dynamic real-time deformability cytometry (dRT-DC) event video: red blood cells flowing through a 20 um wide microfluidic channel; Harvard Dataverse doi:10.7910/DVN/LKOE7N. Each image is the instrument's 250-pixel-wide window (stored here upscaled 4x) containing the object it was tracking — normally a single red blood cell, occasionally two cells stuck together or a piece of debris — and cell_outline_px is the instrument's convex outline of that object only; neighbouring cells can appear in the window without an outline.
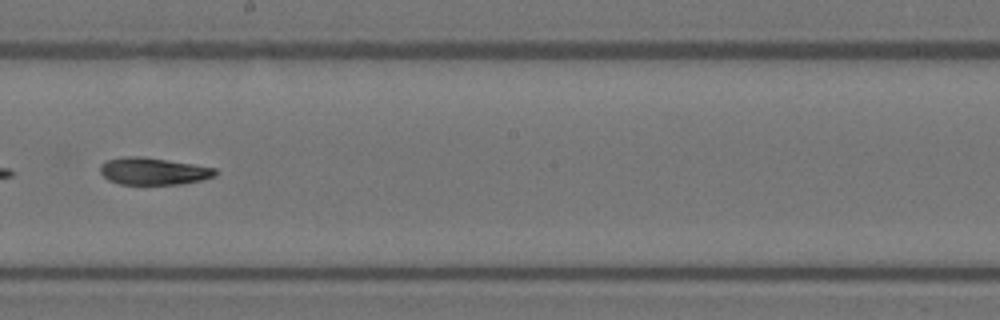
{"species": "Egyptian fruit bat (a non-hibernating species)", "species_latin": "Rousettus aegyptiacus", "temperature_condition": "warm", "stored_images_in_passage": 36, "camera_frame_rate_fps": 3000, "um_per_image_px": 0.085, "animal": {"sex": "female"}, "frame": {"image": 1, "passage_image": 25, "time_ms": 8.0, "image_size_px": [1000, 320], "cell_outline_px": [[216, 176], [200, 180], [180, 184], [120, 184], [108, 180], [100, 172], [100, 164], [108, 160], [124, 156], [144, 156], [216, 168]], "centroid_in_image_um": [13.01, 14.54], "position_along_channel_um": 235.2, "area_um2": 18.15}}
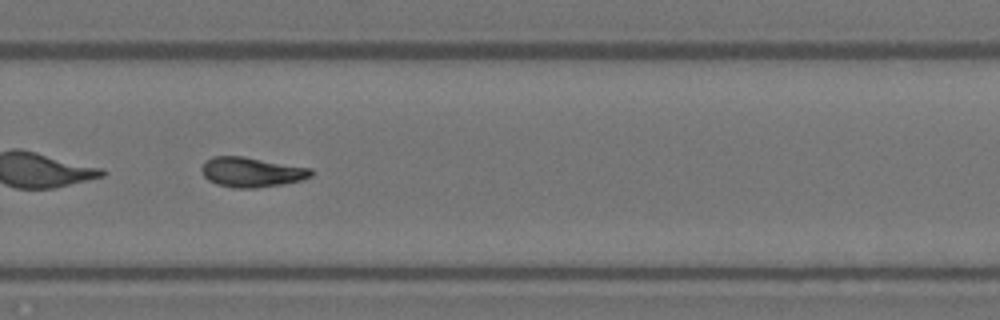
{"frame": {"image": 2, "passage_image": 30, "time_ms": 9.667, "image_size_px": [1000, 320], "cell_outline_px": [[312, 176], [300, 180], [284, 184], [256, 188], [232, 188], [216, 184], [208, 180], [204, 176], [200, 168], [204, 160], [212, 156], [244, 156], [312, 168]], "centroid_in_image_um": [21.35, 14.62], "position_along_channel_um": 308.5, "area_um2": 19.31}}